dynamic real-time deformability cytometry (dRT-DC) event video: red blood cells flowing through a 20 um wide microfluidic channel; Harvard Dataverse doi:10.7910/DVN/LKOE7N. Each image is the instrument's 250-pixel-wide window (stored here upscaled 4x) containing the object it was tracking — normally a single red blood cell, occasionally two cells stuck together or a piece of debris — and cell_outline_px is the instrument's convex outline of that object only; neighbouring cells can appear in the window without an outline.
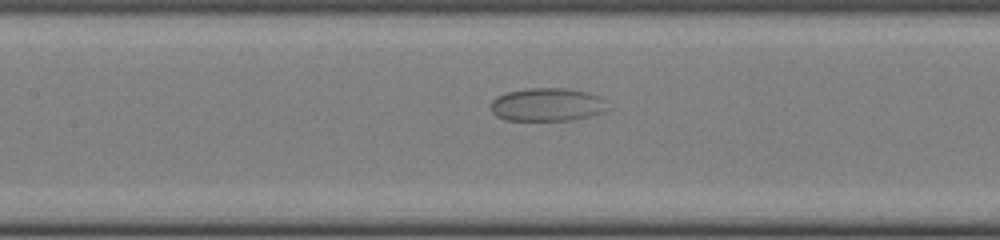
{"species": "common noctule bat (a hibernating species)", "species_latin": "Nyctalus noctula", "temperature_condition": "cold", "stored_images_in_passage": 41, "camera_frame_rate_fps": 3000, "um_per_image_px": 0.085, "animal": {"sex": "female", "body_mass_g": 22.0, "forearm_length_mm": 56.7}, "frame": {"image": 1, "passage_image": 20, "time_ms": 6.333, "image_size_px": [1000, 240], "cell_outline_px": [[608, 108], [604, 112], [572, 120], [504, 120], [496, 116], [492, 112], [492, 100], [496, 96], [508, 92], [528, 88], [568, 88], [588, 92], [600, 96], [608, 100]], "centroid_in_image_um": [46.55, 8.88], "position_along_channel_um": 160.8, "area_um2": 22.83}}
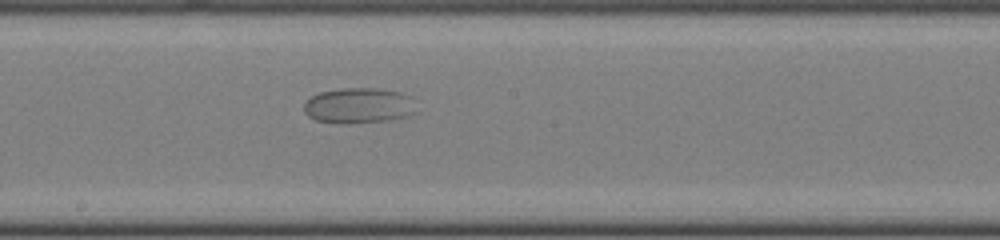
{"frame": {"image": 2, "passage_image": 24, "time_ms": 7.667, "image_size_px": [1000, 240], "cell_outline_px": [[416, 112], [408, 116], [392, 120], [348, 124], [316, 120], [308, 116], [304, 112], [304, 104], [312, 96], [320, 92], [340, 88], [376, 88], [400, 92], [412, 96]], "centroid_in_image_um": [30.52, 8.98], "position_along_channel_um": 217.7, "area_um2": 23.47}}
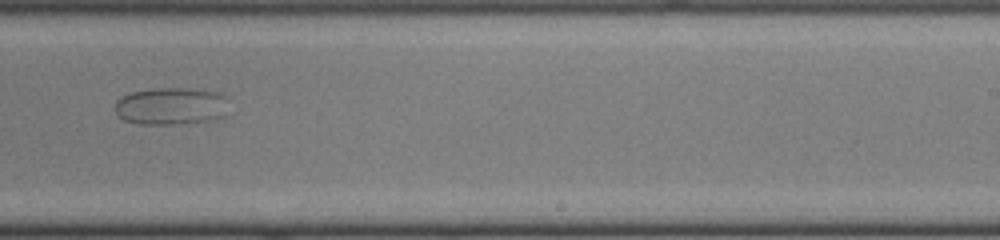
{"frame": {"image": 3, "passage_image": 28, "time_ms": 9.0, "image_size_px": [1000, 240], "cell_outline_px": [[228, 100], [224, 120], [180, 124], [136, 124], [124, 120], [116, 112], [116, 100], [132, 92], [152, 88], [188, 88], [220, 92], [228, 96]], "centroid_in_image_um": [14.64, 9.03], "position_along_channel_um": 274.4, "area_um2": 25.43}}